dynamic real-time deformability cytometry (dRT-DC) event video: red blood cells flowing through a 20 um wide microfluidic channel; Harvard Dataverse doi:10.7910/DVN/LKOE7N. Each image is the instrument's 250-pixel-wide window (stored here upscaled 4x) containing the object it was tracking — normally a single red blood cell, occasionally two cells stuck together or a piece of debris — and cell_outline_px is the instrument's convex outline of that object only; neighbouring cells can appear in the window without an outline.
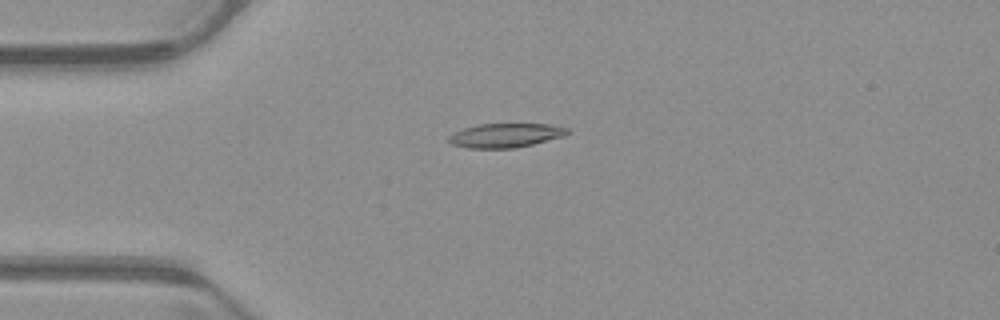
{"species": "common noctule bat (a hibernating species)", "species_latin": "Nyctalus noctula", "temperature_condition": "warm", "stored_images_in_passage": 52, "camera_frame_rate_fps": 3000, "um_per_image_px": 0.085, "animal": {"sex": "male", "body_mass_g": 23.1, "forearm_length_mm": 52.7}, "frame": {"image": 1, "passage_image": 13, "time_ms": 4.0, "image_size_px": [1000, 320], "cell_outline_px": [[572, 132], [564, 136], [516, 148], [468, 148], [452, 144], [448, 140], [448, 136], [464, 128], [480, 124], [548, 124], [568, 128]], "centroid_in_image_um": [43.0, 11.51], "position_along_channel_um": 42.0, "area_um2": 16.59}}
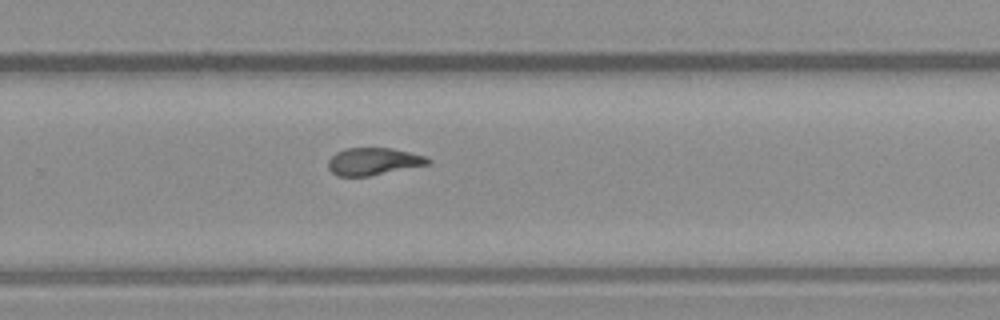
{"frame": {"image": 2, "passage_image": 34, "time_ms": 11.0, "image_size_px": [1000, 320], "cell_outline_px": [[432, 160], [428, 164], [368, 176], [336, 176], [328, 168], [328, 160], [336, 152], [344, 148], [392, 148], [424, 156]], "centroid_in_image_um": [31.69, 13.72], "position_along_channel_um": 298.1, "area_um2": 15.72}}
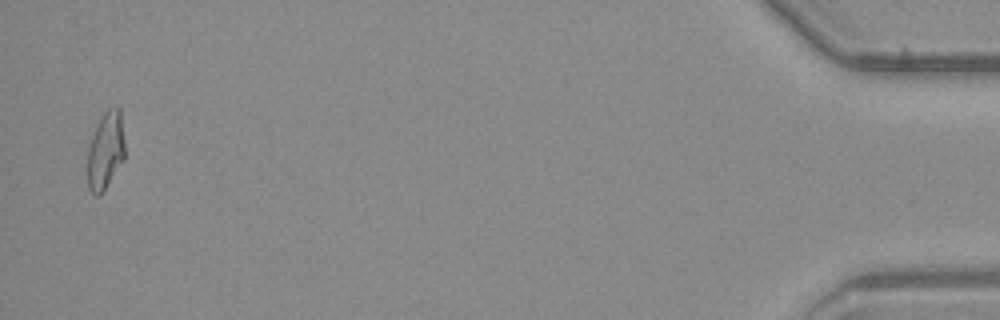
{"frame": {"image": 3, "passage_image": 51, "time_ms": 16.667, "image_size_px": [1000, 320], "cell_outline_px": [[124, 160], [104, 192], [100, 196], [96, 196], [88, 188], [88, 144], [96, 124], [100, 116], [108, 108], [120, 108], [124, 140]], "centroid_in_image_um": [8.96, 12.82], "position_along_channel_um": 426.2, "area_um2": 17.17}, "authors_computed_cell_mechanics": {"area_um2": 16.7331, "velocity_mm_per_s": 3.9707, "shape_relaxation_time_tau1_ms": 8.8026, "shape_relaxation_time_tau2_ms": 2.9208, "deformation_change_tau1": 0.2528, "deformation_change_tau2": 0.099}}